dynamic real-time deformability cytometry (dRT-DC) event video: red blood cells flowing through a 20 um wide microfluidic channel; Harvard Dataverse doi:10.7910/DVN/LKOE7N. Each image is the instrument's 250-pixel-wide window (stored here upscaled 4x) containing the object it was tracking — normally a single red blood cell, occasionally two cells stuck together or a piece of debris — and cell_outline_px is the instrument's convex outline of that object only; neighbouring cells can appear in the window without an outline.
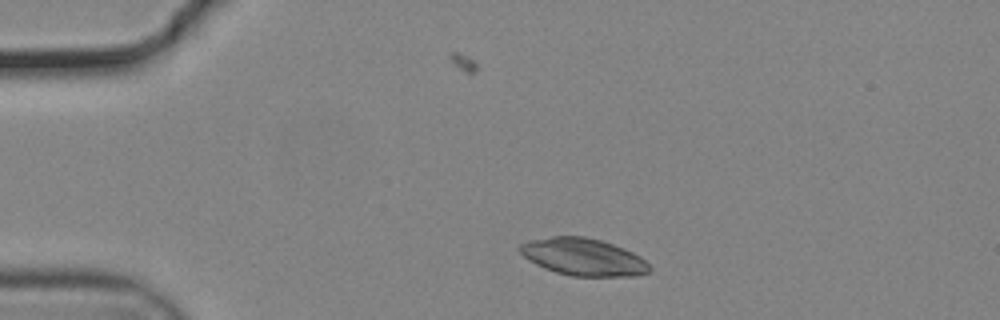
{"species": "common noctule bat (a hibernating species)", "species_latin": "Nyctalus noctula", "temperature_condition": "cold", "stored_images_in_passage": 44, "camera_frame_rate_fps": 3000, "um_per_image_px": 0.085, "animal": {"sex": "male", "body_mass_g": 19.2, "forearm_length_mm": 51.8}, "frame": {"image": 1, "passage_image": 4, "time_ms": 1.0, "image_size_px": [1000, 320], "cell_outline_px": [[652, 268], [648, 272], [636, 276], [572, 276], [556, 272], [544, 268], [528, 260], [520, 252], [520, 244], [528, 240], [552, 236], [584, 236], [600, 240], [624, 248], [640, 256]], "centroid_in_image_um": [49.57, 21.84], "position_along_channel_um": 35.4, "area_um2": 28.09}}
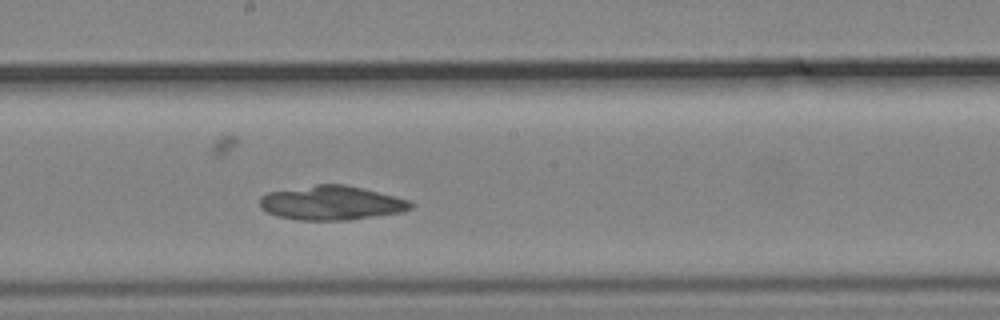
{"frame": {"image": 2, "passage_image": 23, "time_ms": 7.333, "image_size_px": [1000, 320], "cell_outline_px": [[412, 208], [404, 212], [348, 220], [296, 220], [276, 216], [260, 208], [260, 196], [268, 192], [316, 184], [344, 184], [408, 200], [412, 204]], "centroid_in_image_um": [28.12, 17.26], "position_along_channel_um": 220.1, "area_um2": 29.94}}
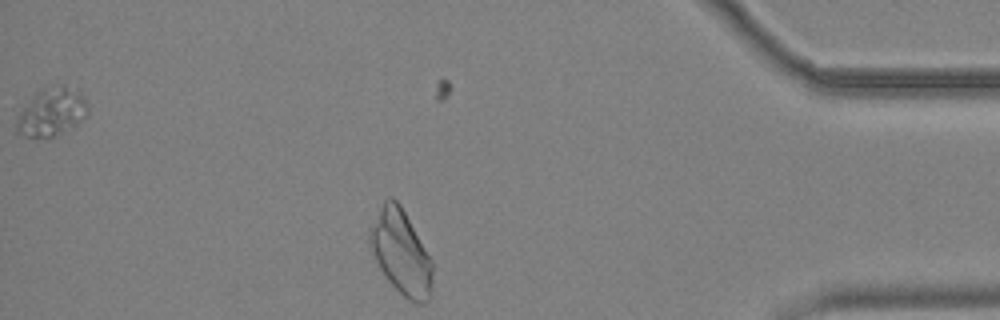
{"frame": {"image": 3, "passage_image": 41, "time_ms": 13.333, "image_size_px": [1000, 320], "cell_outline_px": [[432, 284], [428, 300], [424, 304], [420, 304], [408, 300], [384, 276], [368, 244], [368, 232], [384, 200], [388, 196], [392, 196], [400, 204], [432, 260]], "centroid_in_image_um": [34.07, 21.45], "position_along_channel_um": 401.1, "area_um2": 30.58}, "authors_computed_cell_mechanics": {"area_um2": 29.9404, "velocity_mm_per_s": 3.6518, "shape_relaxation_time_tau1_ms": null, "shape_relaxation_time_tau2_ms": 7.3055, "deformation_change_tau1": null, "deformation_change_tau2": 0.0721}}